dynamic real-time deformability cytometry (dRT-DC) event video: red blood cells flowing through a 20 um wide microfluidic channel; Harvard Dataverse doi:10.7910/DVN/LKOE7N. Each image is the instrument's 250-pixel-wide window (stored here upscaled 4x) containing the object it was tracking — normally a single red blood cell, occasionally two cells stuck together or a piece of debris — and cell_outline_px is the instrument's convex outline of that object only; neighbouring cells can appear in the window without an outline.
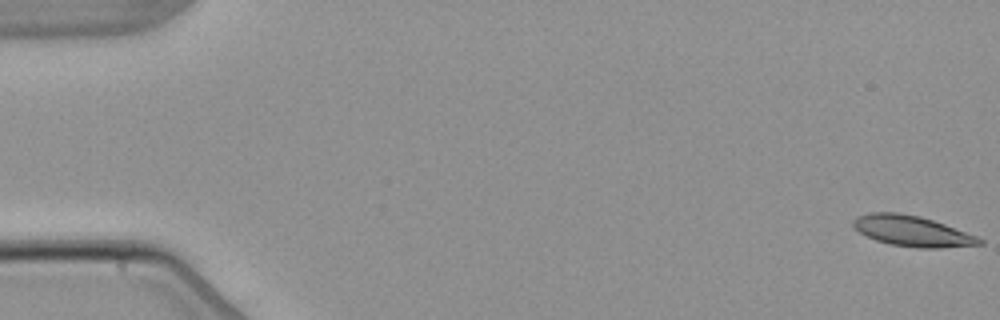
{"species": "common noctule bat (a hibernating species)", "species_latin": "Nyctalus noctula", "temperature_condition": "warm", "stored_images_in_passage": 7, "camera_frame_rate_fps": 3000, "um_per_image_px": 0.085, "animal": {"sex": "male", "body_mass_g": 21.5, "forearm_length_mm": 52.0}, "frame": {"image": 1, "passage_image": 1, "time_ms": 0.0, "image_size_px": [1000, 320], "cell_outline_px": [[984, 244], [940, 248], [916, 248], [888, 244], [876, 240], [860, 232], [852, 224], [852, 220], [856, 216], [872, 212], [900, 212], [920, 216], [944, 224], [976, 236], [984, 240]], "centroid_in_image_um": [77.52, 19.64], "position_along_channel_um": 7.5, "area_um2": 22.48}}
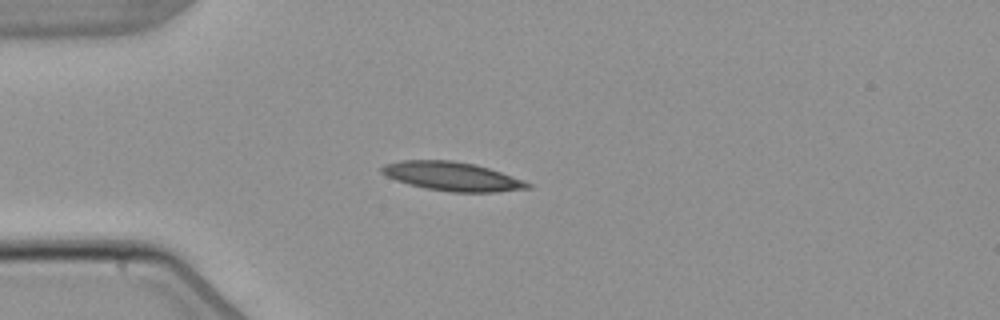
{"frame": {"image": 2, "passage_image": 4, "time_ms": 4.667, "image_size_px": [1000, 320], "cell_outline_px": [[532, 188], [496, 192], [452, 192], [428, 188], [408, 184], [396, 180], [380, 172], [380, 168], [384, 164], [400, 160], [452, 160], [476, 164], [524, 180], [532, 184]], "centroid_in_image_um": [38.44, 14.98], "position_along_channel_um": 46.6, "area_um2": 24.51}}